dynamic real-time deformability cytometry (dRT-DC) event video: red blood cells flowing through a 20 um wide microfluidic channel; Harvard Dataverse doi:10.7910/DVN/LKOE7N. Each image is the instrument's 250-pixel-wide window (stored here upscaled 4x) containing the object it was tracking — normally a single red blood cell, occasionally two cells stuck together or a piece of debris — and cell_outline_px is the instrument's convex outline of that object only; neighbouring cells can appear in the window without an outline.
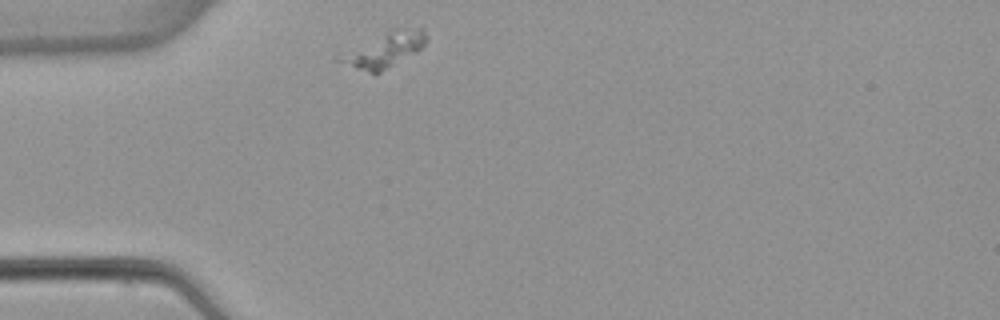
{"species": "common noctule bat (a hibernating species)", "species_latin": "Nyctalus noctula", "temperature_condition": "warm", "stored_images_in_passage": 1, "camera_frame_rate_fps": 3000, "um_per_image_px": 0.085, "animal": {"sex": "female", "body_mass_g": 22.7, "forearm_length_mm": 54.2}, "frame": {"image": 1, "passage_image": 1, "time_ms": 0.0, "image_size_px": [1000, 320], "cell_outline_px": [[428, 40], [416, 52], [376, 76], [336, 60], [396, 28], [424, 28], [428, 36]], "centroid_in_image_um": [32.85, 4.28], "position_along_channel_um": 52.1, "area_um2": 16.47}}